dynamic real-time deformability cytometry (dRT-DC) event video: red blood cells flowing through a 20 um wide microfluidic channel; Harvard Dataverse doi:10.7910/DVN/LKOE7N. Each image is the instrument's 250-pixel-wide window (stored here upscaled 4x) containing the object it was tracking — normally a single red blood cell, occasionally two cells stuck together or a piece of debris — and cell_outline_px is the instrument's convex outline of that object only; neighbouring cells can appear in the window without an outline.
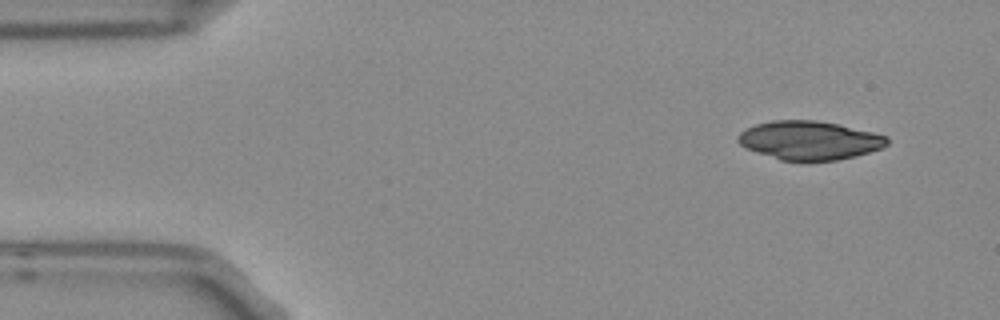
{"species": "Egyptian fruit bat (a non-hibernating species)", "species_latin": "Rousettus aegyptiacus", "temperature_condition": "room temperature", "stored_images_in_passage": 6, "camera_frame_rate_fps": 3000, "um_per_image_px": 0.085, "frame": {"image": 1, "passage_image": 1, "time_ms": 0.0, "image_size_px": [1000, 320], "cell_outline_px": [[888, 144], [880, 148], [856, 156], [836, 160], [808, 164], [780, 160], [744, 148], [736, 140], [740, 132], [756, 124], [772, 120], [816, 120], [840, 124], [888, 136]], "centroid_in_image_um": [68.78, 11.96], "position_along_channel_um": 16.2, "area_um2": 34.33}}